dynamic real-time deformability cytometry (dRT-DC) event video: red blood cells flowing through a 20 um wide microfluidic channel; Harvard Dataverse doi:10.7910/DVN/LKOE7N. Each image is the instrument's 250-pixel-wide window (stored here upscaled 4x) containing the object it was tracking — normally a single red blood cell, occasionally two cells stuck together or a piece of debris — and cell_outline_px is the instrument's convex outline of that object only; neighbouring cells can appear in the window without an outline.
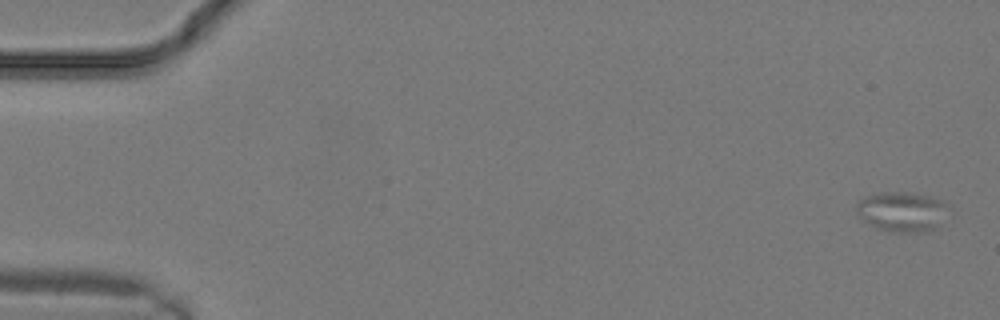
{"species": "common noctule bat (a hibernating species)", "species_latin": "Nyctalus noctula", "temperature_condition": "warm", "stored_images_in_passage": 10, "camera_frame_rate_fps": 3000, "um_per_image_px": 0.085, "animal": {"sex": "male", "body_mass_g": 19.2, "forearm_length_mm": 51.8}, "frame": {"image": 1, "passage_image": 1, "time_ms": 0.0, "image_size_px": [1000, 320], "cell_outline_px": [[944, 204], [936, 228], [928, 232], [888, 232], [876, 228], [864, 220], [856, 212], [856, 204], [860, 200], [872, 192], [912, 192], [932, 196], [944, 200]], "centroid_in_image_um": [76.57, 17.97], "position_along_channel_um": 8.4, "area_um2": 21.15}}
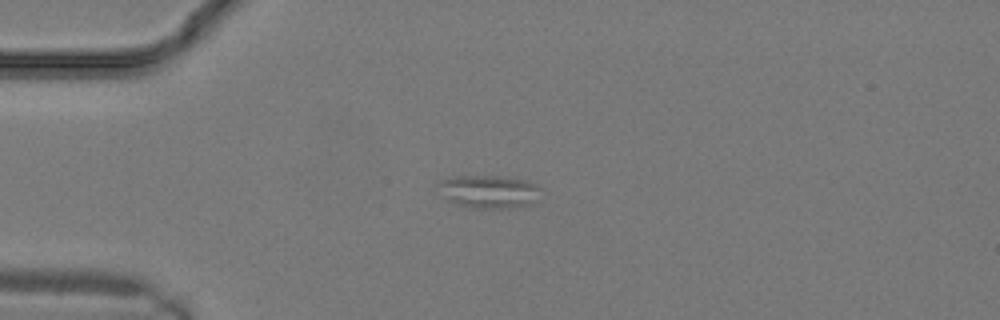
{"frame": {"image": 2, "passage_image": 7, "time_ms": 2.0, "image_size_px": [1000, 320], "cell_outline_px": [[548, 192], [536, 204], [508, 208], [468, 208], [456, 204], [448, 200], [436, 184], [440, 180], [456, 176], [500, 176], [524, 180], [536, 184], [544, 188]], "centroid_in_image_um": [41.71, 16.3], "position_along_channel_um": 43.3, "area_um2": 20.46}}
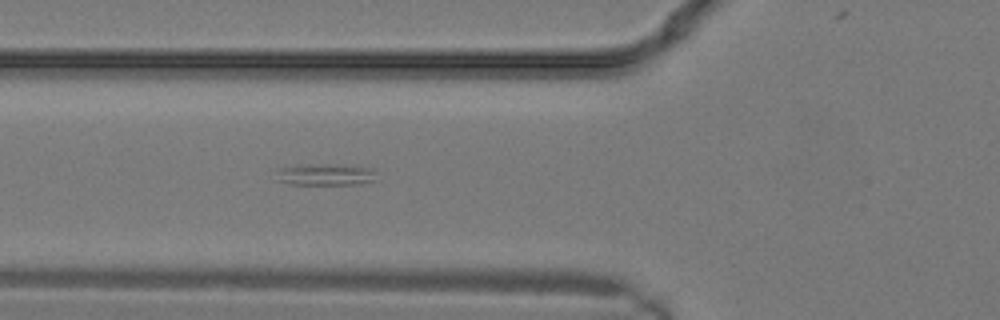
{"frame": {"image": 3, "passage_image": 10, "time_ms": 3.0, "image_size_px": [1000, 320], "cell_outline_px": [[376, 180], [360, 184], [288, 184], [276, 180], [276, 168], [304, 164], [328, 164], [372, 168]], "centroid_in_image_um": [27.58, 14.84], "position_along_channel_um": 98.2, "area_um2": 12.72}}